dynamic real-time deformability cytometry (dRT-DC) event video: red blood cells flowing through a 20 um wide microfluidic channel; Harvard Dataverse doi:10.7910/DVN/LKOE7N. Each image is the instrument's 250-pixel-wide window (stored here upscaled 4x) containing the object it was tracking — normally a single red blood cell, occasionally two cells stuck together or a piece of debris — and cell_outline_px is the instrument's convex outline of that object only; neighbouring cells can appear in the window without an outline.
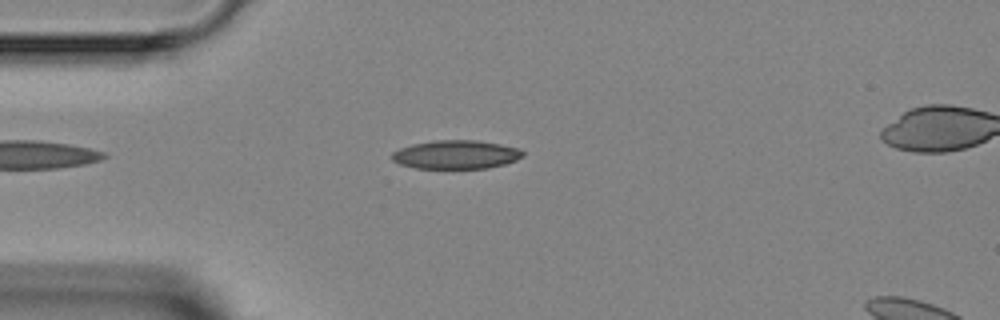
{"species": "Egyptian fruit bat (a non-hibernating species)", "species_latin": "Rousettus aegyptiacus", "temperature_condition": "room temperature", "stored_images_in_passage": 2, "camera_frame_rate_fps": 3000, "um_per_image_px": 0.085, "animal": {"sex": "female"}, "frame": {"image": 1, "passage_image": 2, "time_ms": 1.667, "image_size_px": [1000, 320], "cell_outline_px": [[524, 156], [516, 160], [504, 164], [488, 168], [416, 168], [400, 164], [392, 160], [392, 152], [400, 148], [412, 144], [432, 140], [476, 140], [500, 144], [520, 148], [524, 152]], "centroid_in_image_um": [38.77, 13.13], "position_along_channel_um": 46.2, "area_um2": 21.91}}